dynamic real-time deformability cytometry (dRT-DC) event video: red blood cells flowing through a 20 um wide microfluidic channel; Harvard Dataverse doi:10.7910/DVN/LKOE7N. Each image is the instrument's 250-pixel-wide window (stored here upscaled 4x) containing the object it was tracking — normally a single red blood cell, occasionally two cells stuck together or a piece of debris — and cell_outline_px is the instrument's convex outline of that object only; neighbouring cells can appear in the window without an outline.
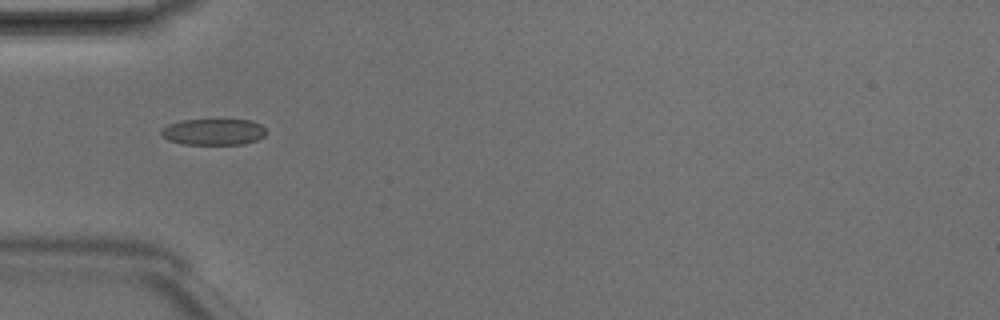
{"species": "Egyptian fruit bat (a non-hibernating species)", "species_latin": "Rousettus aegyptiacus", "temperature_condition": "room temperature", "stored_images_in_passage": 4, "camera_frame_rate_fps": 3000, "um_per_image_px": 0.085, "animal": {"sex": "male"}, "frame": {"image": 1, "passage_image": 4, "time_ms": 1.0, "image_size_px": [1000, 320], "cell_outline_px": [[268, 132], [264, 136], [256, 140], [244, 144], [184, 144], [168, 140], [160, 132], [168, 124], [180, 120], [252, 120], [260, 124]], "centroid_in_image_um": [18.18, 11.21], "position_along_channel_um": 66.8, "area_um2": 16.01}}